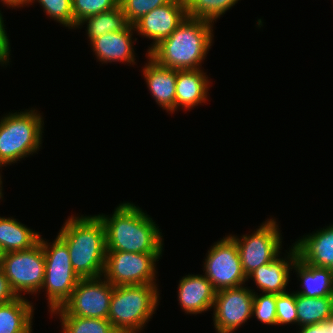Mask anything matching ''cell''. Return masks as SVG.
<instances>
[{"instance_id": "1", "label": "cell", "mask_w": 333, "mask_h": 333, "mask_svg": "<svg viewBox=\"0 0 333 333\" xmlns=\"http://www.w3.org/2000/svg\"><path fill=\"white\" fill-rule=\"evenodd\" d=\"M98 216L104 222L107 251L163 253L164 239L159 226L134 203H120L111 216Z\"/></svg>"}, {"instance_id": "2", "label": "cell", "mask_w": 333, "mask_h": 333, "mask_svg": "<svg viewBox=\"0 0 333 333\" xmlns=\"http://www.w3.org/2000/svg\"><path fill=\"white\" fill-rule=\"evenodd\" d=\"M213 25L211 21L187 16L168 38L160 41L147 55L163 67L202 69L201 64L213 43Z\"/></svg>"}, {"instance_id": "3", "label": "cell", "mask_w": 333, "mask_h": 333, "mask_svg": "<svg viewBox=\"0 0 333 333\" xmlns=\"http://www.w3.org/2000/svg\"><path fill=\"white\" fill-rule=\"evenodd\" d=\"M58 233L67 245L72 267L81 278L103 276L106 261V230L98 215L69 216Z\"/></svg>"}, {"instance_id": "4", "label": "cell", "mask_w": 333, "mask_h": 333, "mask_svg": "<svg viewBox=\"0 0 333 333\" xmlns=\"http://www.w3.org/2000/svg\"><path fill=\"white\" fill-rule=\"evenodd\" d=\"M158 285L113 286L107 319L119 333H138L159 305Z\"/></svg>"}, {"instance_id": "5", "label": "cell", "mask_w": 333, "mask_h": 333, "mask_svg": "<svg viewBox=\"0 0 333 333\" xmlns=\"http://www.w3.org/2000/svg\"><path fill=\"white\" fill-rule=\"evenodd\" d=\"M37 111L31 108L9 112L0 119V164L3 167L41 149L44 120Z\"/></svg>"}, {"instance_id": "6", "label": "cell", "mask_w": 333, "mask_h": 333, "mask_svg": "<svg viewBox=\"0 0 333 333\" xmlns=\"http://www.w3.org/2000/svg\"><path fill=\"white\" fill-rule=\"evenodd\" d=\"M45 256V276L41 289L46 291L50 313L62 307L81 279L74 271L67 245L58 237L48 243L40 235Z\"/></svg>"}, {"instance_id": "7", "label": "cell", "mask_w": 333, "mask_h": 333, "mask_svg": "<svg viewBox=\"0 0 333 333\" xmlns=\"http://www.w3.org/2000/svg\"><path fill=\"white\" fill-rule=\"evenodd\" d=\"M0 268L16 296L40 293L45 276V256L38 242L28 250L1 254Z\"/></svg>"}, {"instance_id": "8", "label": "cell", "mask_w": 333, "mask_h": 333, "mask_svg": "<svg viewBox=\"0 0 333 333\" xmlns=\"http://www.w3.org/2000/svg\"><path fill=\"white\" fill-rule=\"evenodd\" d=\"M162 253L107 251L103 277L113 286L157 285L156 262Z\"/></svg>"}, {"instance_id": "9", "label": "cell", "mask_w": 333, "mask_h": 333, "mask_svg": "<svg viewBox=\"0 0 333 333\" xmlns=\"http://www.w3.org/2000/svg\"><path fill=\"white\" fill-rule=\"evenodd\" d=\"M275 218L267 219L250 235L229 236L237 244L246 277L261 265L278 257L282 250V234Z\"/></svg>"}, {"instance_id": "10", "label": "cell", "mask_w": 333, "mask_h": 333, "mask_svg": "<svg viewBox=\"0 0 333 333\" xmlns=\"http://www.w3.org/2000/svg\"><path fill=\"white\" fill-rule=\"evenodd\" d=\"M112 294L113 285L103 276L80 279L70 298L51 315L107 319Z\"/></svg>"}, {"instance_id": "11", "label": "cell", "mask_w": 333, "mask_h": 333, "mask_svg": "<svg viewBox=\"0 0 333 333\" xmlns=\"http://www.w3.org/2000/svg\"><path fill=\"white\" fill-rule=\"evenodd\" d=\"M203 265L204 276L216 291L239 287L247 281L237 244L229 235L211 246Z\"/></svg>"}, {"instance_id": "12", "label": "cell", "mask_w": 333, "mask_h": 333, "mask_svg": "<svg viewBox=\"0 0 333 333\" xmlns=\"http://www.w3.org/2000/svg\"><path fill=\"white\" fill-rule=\"evenodd\" d=\"M254 292L245 285L216 292L212 307L216 333H233L253 317Z\"/></svg>"}, {"instance_id": "13", "label": "cell", "mask_w": 333, "mask_h": 333, "mask_svg": "<svg viewBox=\"0 0 333 333\" xmlns=\"http://www.w3.org/2000/svg\"><path fill=\"white\" fill-rule=\"evenodd\" d=\"M186 17L184 0H171L145 14L134 24V28L136 33L139 32L137 35L153 40L148 53L160 41L168 38Z\"/></svg>"}, {"instance_id": "14", "label": "cell", "mask_w": 333, "mask_h": 333, "mask_svg": "<svg viewBox=\"0 0 333 333\" xmlns=\"http://www.w3.org/2000/svg\"><path fill=\"white\" fill-rule=\"evenodd\" d=\"M283 258L279 255L268 264L261 265L247 276L253 280L259 291L269 294H282L287 292L286 287L290 279V271L298 257L296 246L293 244Z\"/></svg>"}, {"instance_id": "15", "label": "cell", "mask_w": 333, "mask_h": 333, "mask_svg": "<svg viewBox=\"0 0 333 333\" xmlns=\"http://www.w3.org/2000/svg\"><path fill=\"white\" fill-rule=\"evenodd\" d=\"M134 31V25L129 24L122 31L107 33L94 39L89 44H91L90 47L95 53L97 60L102 64L122 62V64L129 63V65H134L136 63L133 48L135 43L132 40Z\"/></svg>"}, {"instance_id": "16", "label": "cell", "mask_w": 333, "mask_h": 333, "mask_svg": "<svg viewBox=\"0 0 333 333\" xmlns=\"http://www.w3.org/2000/svg\"><path fill=\"white\" fill-rule=\"evenodd\" d=\"M142 69L146 85L156 103L169 114L176 111L177 70L163 67L147 55Z\"/></svg>"}, {"instance_id": "17", "label": "cell", "mask_w": 333, "mask_h": 333, "mask_svg": "<svg viewBox=\"0 0 333 333\" xmlns=\"http://www.w3.org/2000/svg\"><path fill=\"white\" fill-rule=\"evenodd\" d=\"M216 292L204 275L188 274L179 281L178 301L186 314L197 315L212 309Z\"/></svg>"}, {"instance_id": "18", "label": "cell", "mask_w": 333, "mask_h": 333, "mask_svg": "<svg viewBox=\"0 0 333 333\" xmlns=\"http://www.w3.org/2000/svg\"><path fill=\"white\" fill-rule=\"evenodd\" d=\"M208 78L210 77L202 69L177 70L176 111L180 107L185 111L191 110L208 101V91L211 84Z\"/></svg>"}, {"instance_id": "19", "label": "cell", "mask_w": 333, "mask_h": 333, "mask_svg": "<svg viewBox=\"0 0 333 333\" xmlns=\"http://www.w3.org/2000/svg\"><path fill=\"white\" fill-rule=\"evenodd\" d=\"M293 244L305 263L329 268L333 263V224L303 235Z\"/></svg>"}, {"instance_id": "20", "label": "cell", "mask_w": 333, "mask_h": 333, "mask_svg": "<svg viewBox=\"0 0 333 333\" xmlns=\"http://www.w3.org/2000/svg\"><path fill=\"white\" fill-rule=\"evenodd\" d=\"M293 269L302 285V290H296V294L311 298L333 297V274L329 268L307 264L298 256Z\"/></svg>"}, {"instance_id": "21", "label": "cell", "mask_w": 333, "mask_h": 333, "mask_svg": "<svg viewBox=\"0 0 333 333\" xmlns=\"http://www.w3.org/2000/svg\"><path fill=\"white\" fill-rule=\"evenodd\" d=\"M24 296L0 303V333H31L33 309Z\"/></svg>"}, {"instance_id": "22", "label": "cell", "mask_w": 333, "mask_h": 333, "mask_svg": "<svg viewBox=\"0 0 333 333\" xmlns=\"http://www.w3.org/2000/svg\"><path fill=\"white\" fill-rule=\"evenodd\" d=\"M39 232L33 231L13 217L0 216V253L31 249L39 242Z\"/></svg>"}, {"instance_id": "23", "label": "cell", "mask_w": 333, "mask_h": 333, "mask_svg": "<svg viewBox=\"0 0 333 333\" xmlns=\"http://www.w3.org/2000/svg\"><path fill=\"white\" fill-rule=\"evenodd\" d=\"M298 326L326 322L333 313V297H307L296 294Z\"/></svg>"}, {"instance_id": "24", "label": "cell", "mask_w": 333, "mask_h": 333, "mask_svg": "<svg viewBox=\"0 0 333 333\" xmlns=\"http://www.w3.org/2000/svg\"><path fill=\"white\" fill-rule=\"evenodd\" d=\"M84 24L87 25L86 34L90 43L104 34L122 31L129 25L120 5L110 11L86 17L78 23L76 29H81Z\"/></svg>"}, {"instance_id": "25", "label": "cell", "mask_w": 333, "mask_h": 333, "mask_svg": "<svg viewBox=\"0 0 333 333\" xmlns=\"http://www.w3.org/2000/svg\"><path fill=\"white\" fill-rule=\"evenodd\" d=\"M239 0H184L187 16L214 23Z\"/></svg>"}, {"instance_id": "26", "label": "cell", "mask_w": 333, "mask_h": 333, "mask_svg": "<svg viewBox=\"0 0 333 333\" xmlns=\"http://www.w3.org/2000/svg\"><path fill=\"white\" fill-rule=\"evenodd\" d=\"M62 333H119L108 319L59 316Z\"/></svg>"}, {"instance_id": "27", "label": "cell", "mask_w": 333, "mask_h": 333, "mask_svg": "<svg viewBox=\"0 0 333 333\" xmlns=\"http://www.w3.org/2000/svg\"><path fill=\"white\" fill-rule=\"evenodd\" d=\"M119 6V0H72L73 29L88 16L110 11Z\"/></svg>"}, {"instance_id": "28", "label": "cell", "mask_w": 333, "mask_h": 333, "mask_svg": "<svg viewBox=\"0 0 333 333\" xmlns=\"http://www.w3.org/2000/svg\"><path fill=\"white\" fill-rule=\"evenodd\" d=\"M38 2L44 13L68 29H73L72 0H27V5Z\"/></svg>"}, {"instance_id": "29", "label": "cell", "mask_w": 333, "mask_h": 333, "mask_svg": "<svg viewBox=\"0 0 333 333\" xmlns=\"http://www.w3.org/2000/svg\"><path fill=\"white\" fill-rule=\"evenodd\" d=\"M171 0H119V5L130 25H134L145 14L163 6Z\"/></svg>"}, {"instance_id": "30", "label": "cell", "mask_w": 333, "mask_h": 333, "mask_svg": "<svg viewBox=\"0 0 333 333\" xmlns=\"http://www.w3.org/2000/svg\"><path fill=\"white\" fill-rule=\"evenodd\" d=\"M252 316L267 325H277L276 294L254 292Z\"/></svg>"}, {"instance_id": "31", "label": "cell", "mask_w": 333, "mask_h": 333, "mask_svg": "<svg viewBox=\"0 0 333 333\" xmlns=\"http://www.w3.org/2000/svg\"><path fill=\"white\" fill-rule=\"evenodd\" d=\"M276 317L277 325H298L296 293L294 291L276 294Z\"/></svg>"}, {"instance_id": "32", "label": "cell", "mask_w": 333, "mask_h": 333, "mask_svg": "<svg viewBox=\"0 0 333 333\" xmlns=\"http://www.w3.org/2000/svg\"><path fill=\"white\" fill-rule=\"evenodd\" d=\"M3 14H1L0 11V65L1 66H6L9 65V60L10 59V51H11V46H10V40L9 36H7L6 28L4 25V20L2 17Z\"/></svg>"}, {"instance_id": "33", "label": "cell", "mask_w": 333, "mask_h": 333, "mask_svg": "<svg viewBox=\"0 0 333 333\" xmlns=\"http://www.w3.org/2000/svg\"><path fill=\"white\" fill-rule=\"evenodd\" d=\"M17 296L11 290L8 279L5 277L2 269L0 268V303L9 302Z\"/></svg>"}, {"instance_id": "34", "label": "cell", "mask_w": 333, "mask_h": 333, "mask_svg": "<svg viewBox=\"0 0 333 333\" xmlns=\"http://www.w3.org/2000/svg\"><path fill=\"white\" fill-rule=\"evenodd\" d=\"M298 333H330L329 325L326 322L302 326Z\"/></svg>"}, {"instance_id": "35", "label": "cell", "mask_w": 333, "mask_h": 333, "mask_svg": "<svg viewBox=\"0 0 333 333\" xmlns=\"http://www.w3.org/2000/svg\"><path fill=\"white\" fill-rule=\"evenodd\" d=\"M0 2L9 8L11 7L12 9H16V7L23 8L27 5V0H0Z\"/></svg>"}, {"instance_id": "36", "label": "cell", "mask_w": 333, "mask_h": 333, "mask_svg": "<svg viewBox=\"0 0 333 333\" xmlns=\"http://www.w3.org/2000/svg\"><path fill=\"white\" fill-rule=\"evenodd\" d=\"M326 323L329 325L330 333H333V313L329 317V319L326 321Z\"/></svg>"}, {"instance_id": "37", "label": "cell", "mask_w": 333, "mask_h": 333, "mask_svg": "<svg viewBox=\"0 0 333 333\" xmlns=\"http://www.w3.org/2000/svg\"><path fill=\"white\" fill-rule=\"evenodd\" d=\"M2 167H3V166L0 164V169H3ZM1 185H3V184H2V176H1V172H0V200L3 198V195H4L3 192H2V191H3V190H2L3 188H2Z\"/></svg>"}, {"instance_id": "38", "label": "cell", "mask_w": 333, "mask_h": 333, "mask_svg": "<svg viewBox=\"0 0 333 333\" xmlns=\"http://www.w3.org/2000/svg\"><path fill=\"white\" fill-rule=\"evenodd\" d=\"M329 269L332 271V274H333V263H332V265L329 267Z\"/></svg>"}]
</instances>
